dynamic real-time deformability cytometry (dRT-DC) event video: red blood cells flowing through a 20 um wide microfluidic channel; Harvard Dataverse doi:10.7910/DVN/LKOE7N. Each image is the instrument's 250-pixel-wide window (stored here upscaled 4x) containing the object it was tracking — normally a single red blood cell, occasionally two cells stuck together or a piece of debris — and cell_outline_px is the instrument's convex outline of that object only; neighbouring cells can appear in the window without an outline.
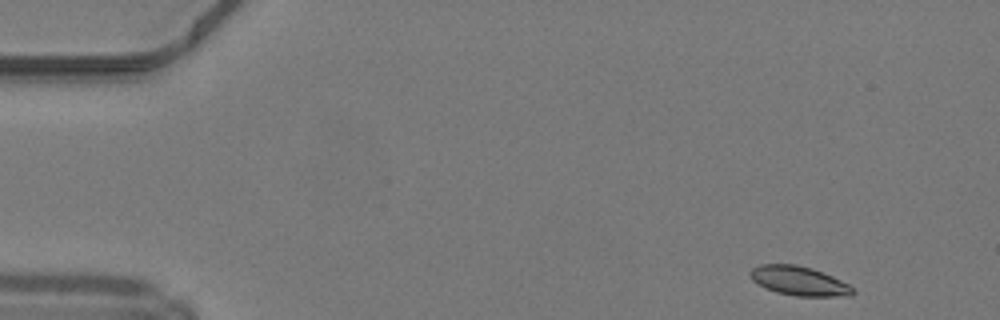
{"species": "common noctule bat (a hibernating species)", "species_latin": "Nyctalus noctula", "temperature_condition": "warm", "stored_images_in_passage": 45, "camera_frame_rate_fps": 3000, "um_per_image_px": 0.085, "animal": {"sex": "male", "body_mass_g": 19.2, "forearm_length_mm": 51.8}, "frame": {"image": 1, "passage_image": 1, "time_ms": 0.0, "image_size_px": [1000, 320], "cell_outline_px": [[856, 292], [848, 296], [796, 296], [776, 292], [752, 280], [748, 272], [752, 268], [760, 264], [796, 264], [812, 268], [832, 276], [848, 284]], "centroid_in_image_um": [67.91, 23.87], "position_along_channel_um": 17.1, "area_um2": 17.34}}
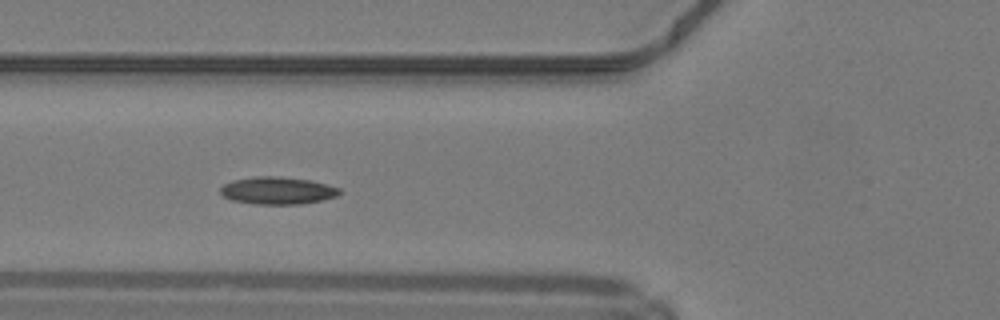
{"frame": {"image": 2, "passage_image": 15, "time_ms": 4.667, "image_size_px": [1000, 320], "cell_outline_px": [[340, 192], [336, 196], [320, 200], [300, 204], [256, 204], [232, 200], [224, 196], [220, 192], [220, 188], [224, 184], [232, 180], [256, 176], [280, 176], [312, 180], [340, 188]], "centroid_in_image_um": [23.57, 16.18], "position_along_channel_um": 102.2, "area_um2": 18.96}}
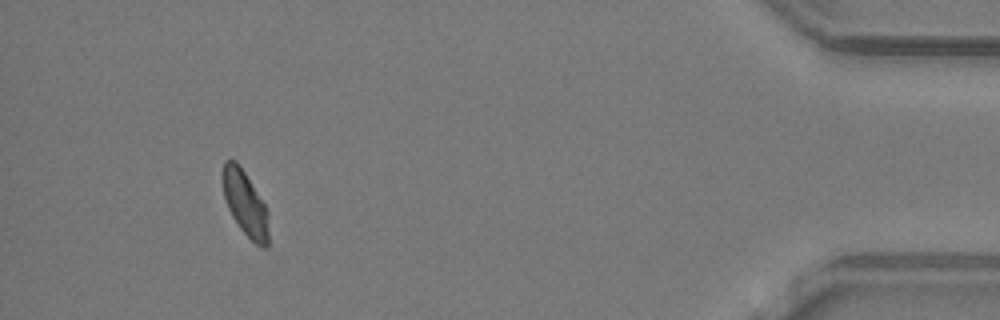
{"frame": {"image": 3, "passage_image": 42, "time_ms": 13.667, "image_size_px": [1000, 320], "cell_outline_px": [[268, 248], [264, 248], [256, 244], [240, 228], [232, 216], [228, 208], [224, 196], [220, 176], [224, 160], [236, 160], [244, 172], [264, 204], [268, 212]], "centroid_in_image_um": [20.81, 17.27], "position_along_channel_um": 414.4, "area_um2": 17.34}, "authors_computed_cell_mechanics": {"area_um2": 17.6868, "velocity_mm_per_s": 4.1984, "shape_relaxation_time_tau1_ms": null, "shape_relaxation_time_tau2_ms": 2.7877, "deformation_change_tau1": null, "deformation_change_tau2": 0.0729}}